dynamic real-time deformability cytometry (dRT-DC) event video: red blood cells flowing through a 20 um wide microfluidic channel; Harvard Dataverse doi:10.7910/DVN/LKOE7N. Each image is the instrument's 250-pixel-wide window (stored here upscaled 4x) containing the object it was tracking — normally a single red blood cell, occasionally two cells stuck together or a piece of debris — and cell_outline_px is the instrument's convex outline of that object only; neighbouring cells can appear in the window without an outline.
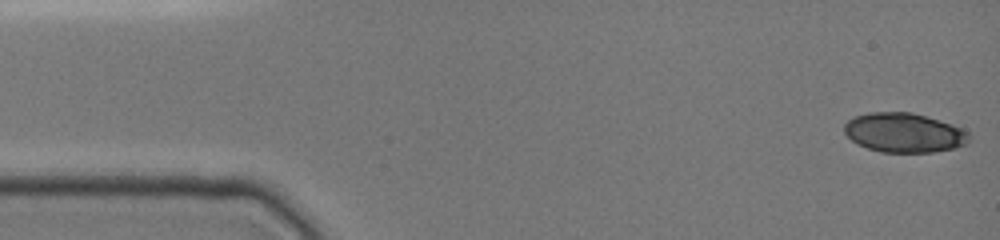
{"species": "common noctule bat (a hibernating species)", "species_latin": "Nyctalus noctula", "temperature_condition": "cold", "stored_images_in_passage": 24, "camera_frame_rate_fps": 3000, "um_per_image_px": 0.085, "animal": {"sex": "female", "body_mass_g": 19.0, "forearm_length_mm": 51.5}, "frame": {"image": 1, "passage_image": 1, "time_ms": 0.0, "image_size_px": [1000, 240], "cell_outline_px": [[968, 144], [956, 148], [932, 152], [880, 152], [856, 144], [844, 132], [844, 124], [848, 120], [856, 116], [868, 112], [912, 112], [952, 124], [964, 128], [968, 132]], "centroid_in_image_um": [76.85, 11.28], "position_along_channel_um": 8.1, "area_um2": 28.78}}
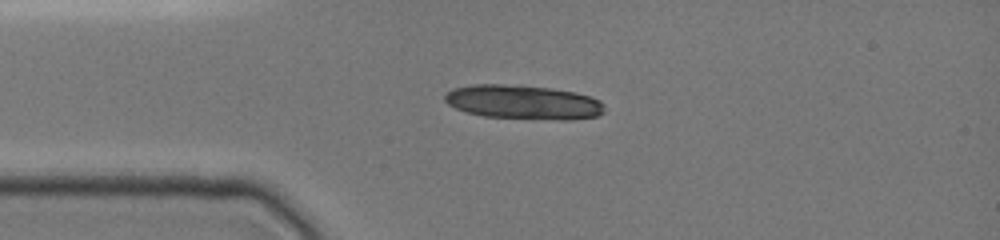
{"frame": {"image": 2, "passage_image": 10, "time_ms": 3.333, "image_size_px": [1000, 240], "cell_outline_px": [[604, 112], [596, 116], [568, 120], [560, 120], [484, 116], [468, 112], [456, 108], [448, 104], [444, 100], [444, 96], [452, 88], [472, 84], [520, 84], [552, 88], [576, 92], [600, 100], [604, 104]], "centroid_in_image_um": [44.48, 8.67], "position_along_channel_um": 40.5, "area_um2": 32.02}}